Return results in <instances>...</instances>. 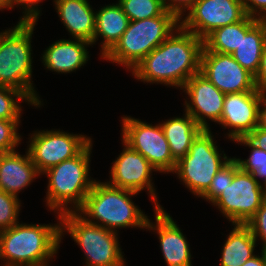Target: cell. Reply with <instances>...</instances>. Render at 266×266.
Returning a JSON list of instances; mask_svg holds the SVG:
<instances>
[{"label": "cell", "mask_w": 266, "mask_h": 266, "mask_svg": "<svg viewBox=\"0 0 266 266\" xmlns=\"http://www.w3.org/2000/svg\"><path fill=\"white\" fill-rule=\"evenodd\" d=\"M176 33V34H175ZM203 39L179 25L131 71L136 79L183 88L200 72Z\"/></svg>", "instance_id": "cell-1"}, {"label": "cell", "mask_w": 266, "mask_h": 266, "mask_svg": "<svg viewBox=\"0 0 266 266\" xmlns=\"http://www.w3.org/2000/svg\"><path fill=\"white\" fill-rule=\"evenodd\" d=\"M61 240L60 223H16L0 231V259L5 266H47Z\"/></svg>", "instance_id": "cell-2"}, {"label": "cell", "mask_w": 266, "mask_h": 266, "mask_svg": "<svg viewBox=\"0 0 266 266\" xmlns=\"http://www.w3.org/2000/svg\"><path fill=\"white\" fill-rule=\"evenodd\" d=\"M136 194L138 192L95 180L83 205L76 212L80 215L84 214L81 217L89 223L100 225L115 232L117 231L116 228L124 227L143 229L146 228L148 216L132 202L130 197Z\"/></svg>", "instance_id": "cell-3"}, {"label": "cell", "mask_w": 266, "mask_h": 266, "mask_svg": "<svg viewBox=\"0 0 266 266\" xmlns=\"http://www.w3.org/2000/svg\"><path fill=\"white\" fill-rule=\"evenodd\" d=\"M37 20H21L0 33V85L22 92L36 107L41 106L32 79L31 39Z\"/></svg>", "instance_id": "cell-4"}, {"label": "cell", "mask_w": 266, "mask_h": 266, "mask_svg": "<svg viewBox=\"0 0 266 266\" xmlns=\"http://www.w3.org/2000/svg\"><path fill=\"white\" fill-rule=\"evenodd\" d=\"M92 141L77 155L47 169L48 191L46 205L50 210L61 215L70 211H77L84 203L95 180L89 176L90 155ZM69 203L74 208L67 206ZM75 209V210H73Z\"/></svg>", "instance_id": "cell-5"}, {"label": "cell", "mask_w": 266, "mask_h": 266, "mask_svg": "<svg viewBox=\"0 0 266 266\" xmlns=\"http://www.w3.org/2000/svg\"><path fill=\"white\" fill-rule=\"evenodd\" d=\"M180 25V20L165 11L161 16L130 21L115 46L103 57L131 71Z\"/></svg>", "instance_id": "cell-6"}, {"label": "cell", "mask_w": 266, "mask_h": 266, "mask_svg": "<svg viewBox=\"0 0 266 266\" xmlns=\"http://www.w3.org/2000/svg\"><path fill=\"white\" fill-rule=\"evenodd\" d=\"M57 218L60 219L61 238L63 232H68L82 247L86 266H125L117 232L89 223L75 211L63 213Z\"/></svg>", "instance_id": "cell-7"}, {"label": "cell", "mask_w": 266, "mask_h": 266, "mask_svg": "<svg viewBox=\"0 0 266 266\" xmlns=\"http://www.w3.org/2000/svg\"><path fill=\"white\" fill-rule=\"evenodd\" d=\"M221 154L211 131L203 129L192 142L187 155L176 162L173 172L199 197L210 187L215 174L232 159L226 154L222 158Z\"/></svg>", "instance_id": "cell-8"}, {"label": "cell", "mask_w": 266, "mask_h": 266, "mask_svg": "<svg viewBox=\"0 0 266 266\" xmlns=\"http://www.w3.org/2000/svg\"><path fill=\"white\" fill-rule=\"evenodd\" d=\"M122 140L142 154L159 172H172L176 166L169 143L160 125L147 124L126 116L122 119Z\"/></svg>", "instance_id": "cell-9"}, {"label": "cell", "mask_w": 266, "mask_h": 266, "mask_svg": "<svg viewBox=\"0 0 266 266\" xmlns=\"http://www.w3.org/2000/svg\"><path fill=\"white\" fill-rule=\"evenodd\" d=\"M261 184L251 173L239 169L213 205L218 206L233 225L246 224L265 201V188Z\"/></svg>", "instance_id": "cell-10"}, {"label": "cell", "mask_w": 266, "mask_h": 266, "mask_svg": "<svg viewBox=\"0 0 266 266\" xmlns=\"http://www.w3.org/2000/svg\"><path fill=\"white\" fill-rule=\"evenodd\" d=\"M28 152L40 174L61 162L77 156L92 140L60 130L38 131L31 135Z\"/></svg>", "instance_id": "cell-11"}, {"label": "cell", "mask_w": 266, "mask_h": 266, "mask_svg": "<svg viewBox=\"0 0 266 266\" xmlns=\"http://www.w3.org/2000/svg\"><path fill=\"white\" fill-rule=\"evenodd\" d=\"M180 25L204 39L219 27L241 21L245 16L243 0H197Z\"/></svg>", "instance_id": "cell-12"}, {"label": "cell", "mask_w": 266, "mask_h": 266, "mask_svg": "<svg viewBox=\"0 0 266 266\" xmlns=\"http://www.w3.org/2000/svg\"><path fill=\"white\" fill-rule=\"evenodd\" d=\"M200 73L225 94L259 91L254 76L231 54L202 51Z\"/></svg>", "instance_id": "cell-13"}, {"label": "cell", "mask_w": 266, "mask_h": 266, "mask_svg": "<svg viewBox=\"0 0 266 266\" xmlns=\"http://www.w3.org/2000/svg\"><path fill=\"white\" fill-rule=\"evenodd\" d=\"M123 151L113 162L108 184L121 189L140 192L147 189L155 208H162L157 200L156 190L151 180L152 171H157L139 152L132 149L123 140Z\"/></svg>", "instance_id": "cell-14"}, {"label": "cell", "mask_w": 266, "mask_h": 266, "mask_svg": "<svg viewBox=\"0 0 266 266\" xmlns=\"http://www.w3.org/2000/svg\"><path fill=\"white\" fill-rule=\"evenodd\" d=\"M190 101H185V112L188 113L202 129H210L206 118L220 122L225 100L221 92L200 72L193 75L182 88Z\"/></svg>", "instance_id": "cell-15"}, {"label": "cell", "mask_w": 266, "mask_h": 266, "mask_svg": "<svg viewBox=\"0 0 266 266\" xmlns=\"http://www.w3.org/2000/svg\"><path fill=\"white\" fill-rule=\"evenodd\" d=\"M264 94L260 91H250L225 95L219 124L224 126V129L231 128L227 133L230 140L246 137L257 127L259 104Z\"/></svg>", "instance_id": "cell-16"}, {"label": "cell", "mask_w": 266, "mask_h": 266, "mask_svg": "<svg viewBox=\"0 0 266 266\" xmlns=\"http://www.w3.org/2000/svg\"><path fill=\"white\" fill-rule=\"evenodd\" d=\"M155 224L148 218L146 228L156 230L160 247L168 266H185L191 263V253L186 237L176 222L162 208H155Z\"/></svg>", "instance_id": "cell-17"}, {"label": "cell", "mask_w": 266, "mask_h": 266, "mask_svg": "<svg viewBox=\"0 0 266 266\" xmlns=\"http://www.w3.org/2000/svg\"><path fill=\"white\" fill-rule=\"evenodd\" d=\"M265 43V19L259 20L246 15L241 20V43L231 55L244 69L255 76Z\"/></svg>", "instance_id": "cell-18"}, {"label": "cell", "mask_w": 266, "mask_h": 266, "mask_svg": "<svg viewBox=\"0 0 266 266\" xmlns=\"http://www.w3.org/2000/svg\"><path fill=\"white\" fill-rule=\"evenodd\" d=\"M40 176L36 166L31 160L29 152L19 154L16 150L0 154V189L8 194L18 197L26 186Z\"/></svg>", "instance_id": "cell-19"}, {"label": "cell", "mask_w": 266, "mask_h": 266, "mask_svg": "<svg viewBox=\"0 0 266 266\" xmlns=\"http://www.w3.org/2000/svg\"><path fill=\"white\" fill-rule=\"evenodd\" d=\"M54 3L56 12L72 37L92 43L96 12L88 0H54Z\"/></svg>", "instance_id": "cell-20"}, {"label": "cell", "mask_w": 266, "mask_h": 266, "mask_svg": "<svg viewBox=\"0 0 266 266\" xmlns=\"http://www.w3.org/2000/svg\"><path fill=\"white\" fill-rule=\"evenodd\" d=\"M87 45L91 46L92 43L81 39L57 40L45 50L42 63L47 70L58 73L73 72L87 63L89 58V53L85 48L88 47Z\"/></svg>", "instance_id": "cell-21"}, {"label": "cell", "mask_w": 266, "mask_h": 266, "mask_svg": "<svg viewBox=\"0 0 266 266\" xmlns=\"http://www.w3.org/2000/svg\"><path fill=\"white\" fill-rule=\"evenodd\" d=\"M130 20L119 3L107 5L96 12L95 34L92 45L101 36L103 40L101 57L103 58L120 40Z\"/></svg>", "instance_id": "cell-22"}, {"label": "cell", "mask_w": 266, "mask_h": 266, "mask_svg": "<svg viewBox=\"0 0 266 266\" xmlns=\"http://www.w3.org/2000/svg\"><path fill=\"white\" fill-rule=\"evenodd\" d=\"M184 115L160 123L176 162L187 155L192 142L203 130L188 113Z\"/></svg>", "instance_id": "cell-23"}, {"label": "cell", "mask_w": 266, "mask_h": 266, "mask_svg": "<svg viewBox=\"0 0 266 266\" xmlns=\"http://www.w3.org/2000/svg\"><path fill=\"white\" fill-rule=\"evenodd\" d=\"M223 246L220 266H241L254 256L257 240L245 224H234Z\"/></svg>", "instance_id": "cell-24"}, {"label": "cell", "mask_w": 266, "mask_h": 266, "mask_svg": "<svg viewBox=\"0 0 266 266\" xmlns=\"http://www.w3.org/2000/svg\"><path fill=\"white\" fill-rule=\"evenodd\" d=\"M241 43V21L219 27L203 39V50L231 54Z\"/></svg>", "instance_id": "cell-25"}, {"label": "cell", "mask_w": 266, "mask_h": 266, "mask_svg": "<svg viewBox=\"0 0 266 266\" xmlns=\"http://www.w3.org/2000/svg\"><path fill=\"white\" fill-rule=\"evenodd\" d=\"M130 21H138L161 16L166 10L162 0H119Z\"/></svg>", "instance_id": "cell-26"}, {"label": "cell", "mask_w": 266, "mask_h": 266, "mask_svg": "<svg viewBox=\"0 0 266 266\" xmlns=\"http://www.w3.org/2000/svg\"><path fill=\"white\" fill-rule=\"evenodd\" d=\"M235 142L244 144L251 148V153L248 159L241 160L239 158H235L237 161L239 168L246 172L251 173L252 176L259 182L258 177L261 178L264 182V188L266 187V151L257 148L254 146L246 137H241Z\"/></svg>", "instance_id": "cell-27"}, {"label": "cell", "mask_w": 266, "mask_h": 266, "mask_svg": "<svg viewBox=\"0 0 266 266\" xmlns=\"http://www.w3.org/2000/svg\"><path fill=\"white\" fill-rule=\"evenodd\" d=\"M18 99L33 105L19 90L0 85V119L20 120L22 109L18 104Z\"/></svg>", "instance_id": "cell-28"}, {"label": "cell", "mask_w": 266, "mask_h": 266, "mask_svg": "<svg viewBox=\"0 0 266 266\" xmlns=\"http://www.w3.org/2000/svg\"><path fill=\"white\" fill-rule=\"evenodd\" d=\"M239 169V165L233 157L215 174L210 187L200 197L213 203L222 194L223 190L228 186V183H232L234 174Z\"/></svg>", "instance_id": "cell-29"}, {"label": "cell", "mask_w": 266, "mask_h": 266, "mask_svg": "<svg viewBox=\"0 0 266 266\" xmlns=\"http://www.w3.org/2000/svg\"><path fill=\"white\" fill-rule=\"evenodd\" d=\"M19 198L0 189V231L9 229L16 223L20 211Z\"/></svg>", "instance_id": "cell-30"}, {"label": "cell", "mask_w": 266, "mask_h": 266, "mask_svg": "<svg viewBox=\"0 0 266 266\" xmlns=\"http://www.w3.org/2000/svg\"><path fill=\"white\" fill-rule=\"evenodd\" d=\"M20 120L0 119V154L15 151L21 136L17 133Z\"/></svg>", "instance_id": "cell-31"}, {"label": "cell", "mask_w": 266, "mask_h": 266, "mask_svg": "<svg viewBox=\"0 0 266 266\" xmlns=\"http://www.w3.org/2000/svg\"><path fill=\"white\" fill-rule=\"evenodd\" d=\"M245 225L250 229L256 240L258 237L261 238L262 251L266 250V201L261 204V207Z\"/></svg>", "instance_id": "cell-32"}, {"label": "cell", "mask_w": 266, "mask_h": 266, "mask_svg": "<svg viewBox=\"0 0 266 266\" xmlns=\"http://www.w3.org/2000/svg\"><path fill=\"white\" fill-rule=\"evenodd\" d=\"M196 1L197 0H162V4L167 12L174 14L179 20H181L184 15L183 12L190 10Z\"/></svg>", "instance_id": "cell-33"}, {"label": "cell", "mask_w": 266, "mask_h": 266, "mask_svg": "<svg viewBox=\"0 0 266 266\" xmlns=\"http://www.w3.org/2000/svg\"><path fill=\"white\" fill-rule=\"evenodd\" d=\"M42 0H10V9H13L14 5H22V8L25 9L24 16L21 17V20H37L40 16V10L38 9V3ZM36 5V6H35ZM24 6V7H23Z\"/></svg>", "instance_id": "cell-34"}, {"label": "cell", "mask_w": 266, "mask_h": 266, "mask_svg": "<svg viewBox=\"0 0 266 266\" xmlns=\"http://www.w3.org/2000/svg\"><path fill=\"white\" fill-rule=\"evenodd\" d=\"M243 5L246 15L259 20L266 19V0H243Z\"/></svg>", "instance_id": "cell-35"}, {"label": "cell", "mask_w": 266, "mask_h": 266, "mask_svg": "<svg viewBox=\"0 0 266 266\" xmlns=\"http://www.w3.org/2000/svg\"><path fill=\"white\" fill-rule=\"evenodd\" d=\"M254 83L257 90L266 93V43L262 51L259 69L254 76Z\"/></svg>", "instance_id": "cell-36"}, {"label": "cell", "mask_w": 266, "mask_h": 266, "mask_svg": "<svg viewBox=\"0 0 266 266\" xmlns=\"http://www.w3.org/2000/svg\"><path fill=\"white\" fill-rule=\"evenodd\" d=\"M246 138L257 148L266 151V131L258 127L254 128Z\"/></svg>", "instance_id": "cell-37"}, {"label": "cell", "mask_w": 266, "mask_h": 266, "mask_svg": "<svg viewBox=\"0 0 266 266\" xmlns=\"http://www.w3.org/2000/svg\"><path fill=\"white\" fill-rule=\"evenodd\" d=\"M257 127L266 131V93L261 97L260 100Z\"/></svg>", "instance_id": "cell-38"}, {"label": "cell", "mask_w": 266, "mask_h": 266, "mask_svg": "<svg viewBox=\"0 0 266 266\" xmlns=\"http://www.w3.org/2000/svg\"><path fill=\"white\" fill-rule=\"evenodd\" d=\"M261 254V257L254 255L241 266H266L264 252L262 251Z\"/></svg>", "instance_id": "cell-39"}, {"label": "cell", "mask_w": 266, "mask_h": 266, "mask_svg": "<svg viewBox=\"0 0 266 266\" xmlns=\"http://www.w3.org/2000/svg\"><path fill=\"white\" fill-rule=\"evenodd\" d=\"M10 9V0H0V9Z\"/></svg>", "instance_id": "cell-40"}, {"label": "cell", "mask_w": 266, "mask_h": 266, "mask_svg": "<svg viewBox=\"0 0 266 266\" xmlns=\"http://www.w3.org/2000/svg\"><path fill=\"white\" fill-rule=\"evenodd\" d=\"M263 252H264V256H265V260H266V250H264Z\"/></svg>", "instance_id": "cell-41"}]
</instances>
